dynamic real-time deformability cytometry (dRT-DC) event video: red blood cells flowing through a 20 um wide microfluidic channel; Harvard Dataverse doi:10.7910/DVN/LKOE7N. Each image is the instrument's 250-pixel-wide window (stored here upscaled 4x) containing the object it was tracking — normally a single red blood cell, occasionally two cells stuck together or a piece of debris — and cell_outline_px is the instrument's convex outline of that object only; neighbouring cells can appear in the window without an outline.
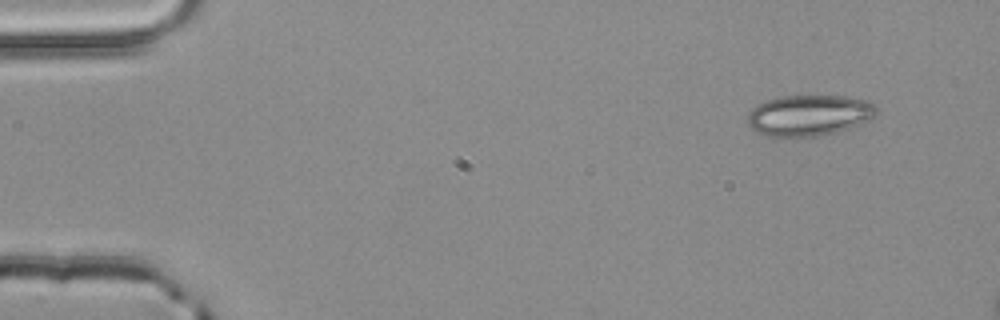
{"species": "common noctule bat (a hibernating species)", "species_latin": "Nyctalus noctula", "temperature_condition": "room temperature", "stored_images_in_passage": 2, "camera_frame_rate_fps": 3000, "um_per_image_px": 0.085, "animal": {"sex": "male", "body_mass_g": 20.4}, "frame": {"image": 1, "passage_image": 2, "time_ms": 0.333, "image_size_px": [1000, 320], "cell_outline_px": [[876, 116], [860, 124], [836, 132], [816, 136], [768, 136], [756, 132], [748, 124], [748, 112], [756, 104], [768, 100], [784, 96], [844, 96], [868, 100], [876, 108]], "centroid_in_image_um": [68.76, 9.8], "position_along_channel_um": 16.2, "area_um2": 30.58}}